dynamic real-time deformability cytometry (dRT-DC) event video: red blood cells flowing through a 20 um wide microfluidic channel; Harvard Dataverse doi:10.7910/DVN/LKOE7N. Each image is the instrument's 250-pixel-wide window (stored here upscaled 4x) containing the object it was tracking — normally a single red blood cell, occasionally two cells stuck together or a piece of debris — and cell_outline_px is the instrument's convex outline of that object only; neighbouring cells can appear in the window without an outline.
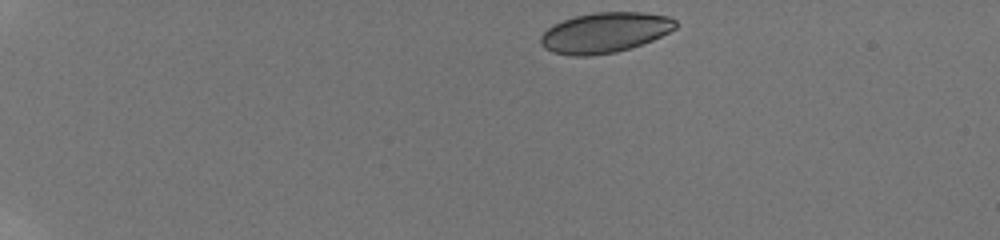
{"species": "human", "species_latin": "Homo sapiens", "temperature_condition": "room temperature", "stored_images_in_passage": 6, "camera_frame_rate_fps": 3000, "um_per_image_px": 0.085, "donor": {"sex": "male"}, "frame": {"image": 1, "passage_image": 1, "time_ms": 0.0, "image_size_px": [1000, 240], "cell_outline_px": [[676, 28], [652, 40], [616, 52], [592, 56], [572, 56], [552, 52], [544, 48], [540, 44], [540, 36], [548, 28], [564, 20], [576, 16], [596, 12], [644, 12], [668, 16], [676, 20]], "centroid_in_image_um": [51.39, 2.77], "position_along_channel_um": 33.6, "area_um2": 31.5}}
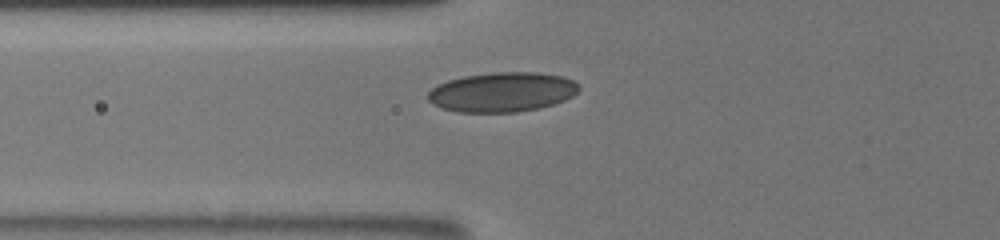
{"frame": {"image": 2, "passage_image": 6, "time_ms": 4.0, "image_size_px": [1000, 240], "cell_outline_px": [[580, 88], [572, 96], [564, 100], [540, 108], [516, 112], [456, 112], [440, 108], [432, 104], [428, 100], [428, 92], [432, 88], [448, 80], [464, 76], [492, 72], [536, 72], [560, 76], [572, 80], [580, 84]], "centroid_in_image_um": [42.66, 7.83], "position_along_channel_um": 83.1, "area_um2": 34.91}}